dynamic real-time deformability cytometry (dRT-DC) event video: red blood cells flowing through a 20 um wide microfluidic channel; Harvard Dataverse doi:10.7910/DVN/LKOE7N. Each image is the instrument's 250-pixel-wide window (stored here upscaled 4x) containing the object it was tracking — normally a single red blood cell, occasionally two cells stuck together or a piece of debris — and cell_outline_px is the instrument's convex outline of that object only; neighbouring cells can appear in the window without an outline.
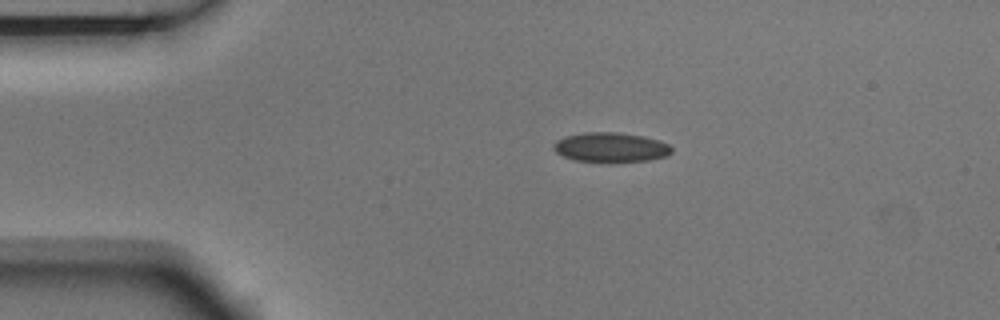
{"species": "Egyptian fruit bat (a non-hibernating species)", "species_latin": "Rousettus aegyptiacus", "temperature_condition": "room temperature", "stored_images_in_passage": 4, "camera_frame_rate_fps": 3000, "um_per_image_px": 0.085, "animal": {"sex": "male"}, "frame": {"image": 1, "passage_image": 1, "time_ms": 0.0, "image_size_px": [1000, 320], "cell_outline_px": [[672, 152], [664, 156], [648, 160], [576, 160], [564, 156], [556, 152], [552, 148], [552, 144], [556, 140], [564, 136], [584, 132], [616, 132], [644, 136], [660, 140], [668, 144], [672, 148]], "centroid_in_image_um": [51.88, 12.48], "position_along_channel_um": 33.1, "area_um2": 19.88}}
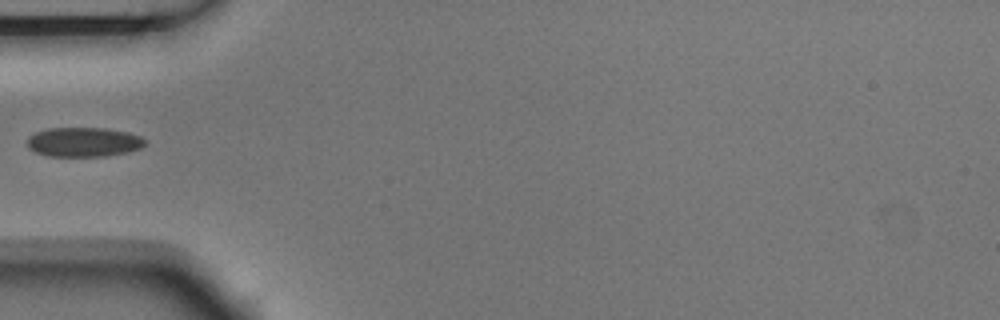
{"frame": {"image": 2, "passage_image": 3, "time_ms": 0.667, "image_size_px": [1000, 320], "cell_outline_px": [[144, 144], [140, 148], [128, 152], [104, 156], [48, 156], [36, 152], [28, 148], [28, 136], [36, 132], [48, 128], [104, 128], [128, 132], [140, 136], [144, 140]], "centroid_in_image_um": [7.09, 12.07], "position_along_channel_um": 77.9, "area_um2": 20.11}}
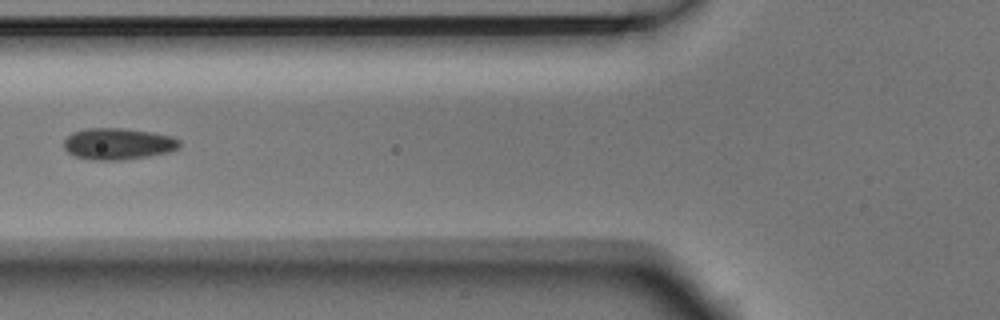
{"frame": {"image": 3, "passage_image": 4, "time_ms": 1.0, "image_size_px": [1000, 320], "cell_outline_px": [[180, 148], [168, 152], [148, 156], [120, 160], [92, 160], [76, 156], [68, 152], [64, 148], [64, 140], [72, 132], [88, 128], [124, 128], [152, 132], [172, 136], [180, 140]], "centroid_in_image_um": [10.05, 12.22], "position_along_channel_um": 115.8, "area_um2": 21.27}}